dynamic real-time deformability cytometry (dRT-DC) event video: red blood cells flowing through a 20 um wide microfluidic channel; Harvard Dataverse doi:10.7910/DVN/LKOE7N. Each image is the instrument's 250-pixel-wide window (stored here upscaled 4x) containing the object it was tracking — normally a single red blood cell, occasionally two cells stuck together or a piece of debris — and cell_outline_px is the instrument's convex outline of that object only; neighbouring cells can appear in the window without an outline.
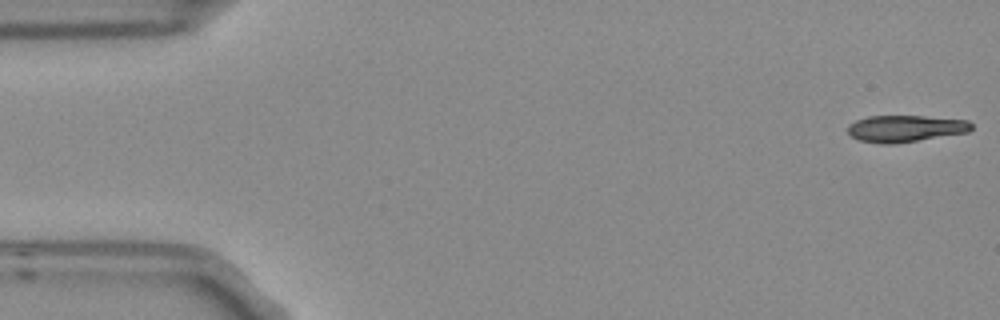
{"species": "Egyptian fruit bat (a non-hibernating species)", "species_latin": "Rousettus aegyptiacus", "temperature_condition": "room temperature", "stored_images_in_passage": 6, "camera_frame_rate_fps": 3000, "um_per_image_px": 0.085, "frame": {"image": 1, "passage_image": 1, "time_ms": 0.0, "image_size_px": [1000, 320], "cell_outline_px": [[972, 128], [968, 132], [896, 144], [880, 144], [860, 140], [852, 136], [848, 132], [848, 124], [856, 120], [868, 116], [924, 116], [968, 120], [972, 124]], "centroid_in_image_um": [76.95, 10.93], "position_along_channel_um": 8.0, "area_um2": 19.31}}
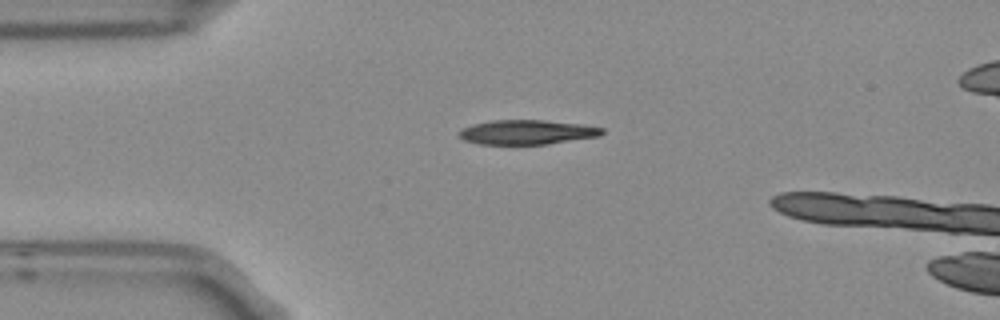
{"frame": {"image": 2, "passage_image": 4, "time_ms": 1.0, "image_size_px": [1000, 320], "cell_outline_px": [[604, 132], [600, 136], [548, 144], [480, 144], [464, 140], [460, 136], [460, 132], [464, 128], [472, 124], [492, 120], [544, 120], [584, 124], [604, 128]], "centroid_in_image_um": [44.85, 11.23], "position_along_channel_um": 40.1, "area_um2": 20.4}}